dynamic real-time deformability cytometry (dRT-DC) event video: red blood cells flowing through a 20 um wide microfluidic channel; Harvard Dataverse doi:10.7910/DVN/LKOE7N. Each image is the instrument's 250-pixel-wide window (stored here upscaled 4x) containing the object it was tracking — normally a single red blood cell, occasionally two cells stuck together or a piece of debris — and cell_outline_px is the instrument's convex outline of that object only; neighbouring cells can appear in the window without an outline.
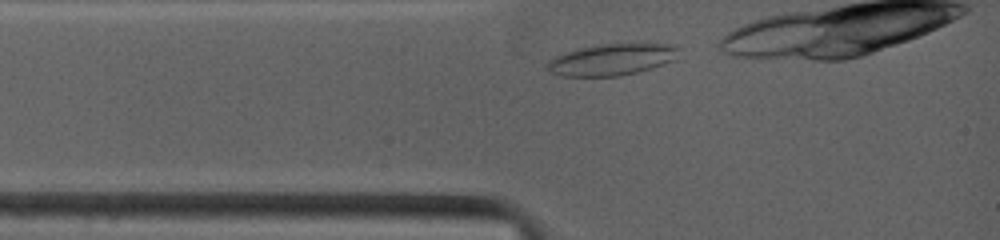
{"species": "common noctule bat (a hibernating species)", "species_latin": "Nyctalus noctula", "temperature_condition": "warm", "stored_images_in_passage": 4, "camera_frame_rate_fps": 4500, "um_per_image_px": 0.085, "animal": {"sex": "female", "body_mass_g": 19.0, "forearm_length_mm": 53.3}, "frame": {"image": 1, "passage_image": 1, "time_ms": 0.0, "image_size_px": [1000, 240], "cell_outline_px": [[680, 48], [672, 60], [652, 68], [620, 76], [560, 76], [548, 72], [544, 68], [548, 60], [564, 52], [580, 48], [600, 44], [676, 44]], "centroid_in_image_um": [51.93, 5.07], "position_along_channel_um": 33.1, "area_um2": 24.16}}